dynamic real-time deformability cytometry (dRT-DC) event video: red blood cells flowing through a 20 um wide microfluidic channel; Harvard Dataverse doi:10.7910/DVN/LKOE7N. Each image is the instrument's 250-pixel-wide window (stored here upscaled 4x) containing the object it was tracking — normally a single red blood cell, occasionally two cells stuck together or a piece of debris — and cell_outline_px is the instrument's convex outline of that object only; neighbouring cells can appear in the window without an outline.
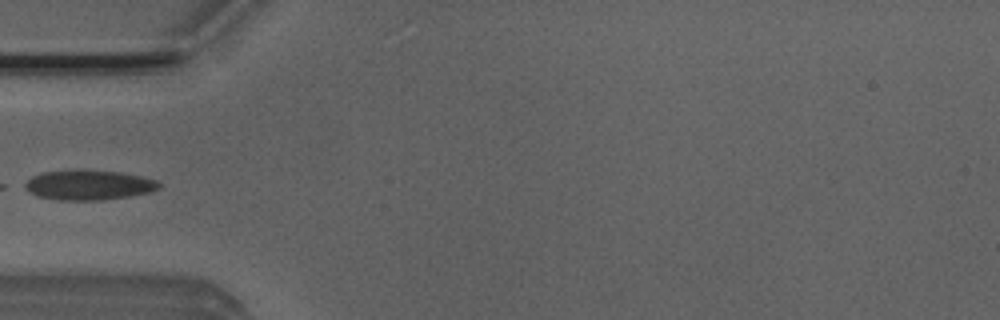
{"species": "Egyptian fruit bat (a non-hibernating species)", "species_latin": "Rousettus aegyptiacus", "temperature_condition": "room temperature", "stored_images_in_passage": 2, "camera_frame_rate_fps": 3000, "um_per_image_px": 0.085, "animal": {"sex": "male"}, "frame": {"image": 1, "passage_image": 2, "time_ms": 0.333, "image_size_px": [1000, 320], "cell_outline_px": [[160, 188], [152, 192], [132, 196], [100, 200], [56, 200], [36, 196], [20, 188], [20, 184], [32, 176], [44, 172], [80, 168], [84, 168], [120, 172], [140, 176], [156, 180], [160, 184]], "centroid_in_image_um": [7.46, 15.71], "position_along_channel_um": 77.5, "area_um2": 24.22}}